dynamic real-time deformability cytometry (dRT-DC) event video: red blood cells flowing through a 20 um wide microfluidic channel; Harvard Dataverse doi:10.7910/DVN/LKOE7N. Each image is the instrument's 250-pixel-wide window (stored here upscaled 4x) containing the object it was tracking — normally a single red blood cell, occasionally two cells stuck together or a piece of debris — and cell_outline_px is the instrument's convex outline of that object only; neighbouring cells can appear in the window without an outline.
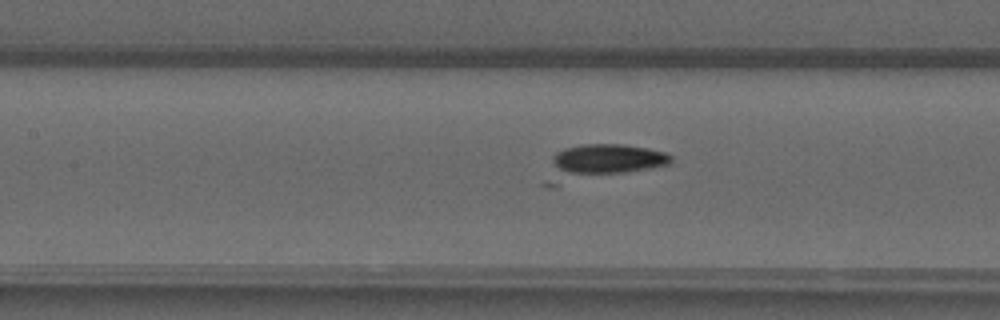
{"species": "common noctule bat (a hibernating species)", "species_latin": "Nyctalus noctula", "temperature_condition": "warm", "stored_images_in_passage": 51, "camera_frame_rate_fps": 3000, "um_per_image_px": 0.085, "animal": {"sex": "male", "forearm_length_mm": 52.5}, "frame": {"image": 1, "passage_image": 23, "time_ms": 7.333, "image_size_px": [1000, 320], "cell_outline_px": [[672, 160], [668, 164], [556, 188], [548, 188], [540, 184], [552, 156], [556, 152], [564, 148], [584, 144], [624, 144], [648, 148], [664, 152], [672, 156]], "centroid_in_image_um": [50.92, 13.85], "position_along_channel_um": 156.5, "area_um2": 26.59}}
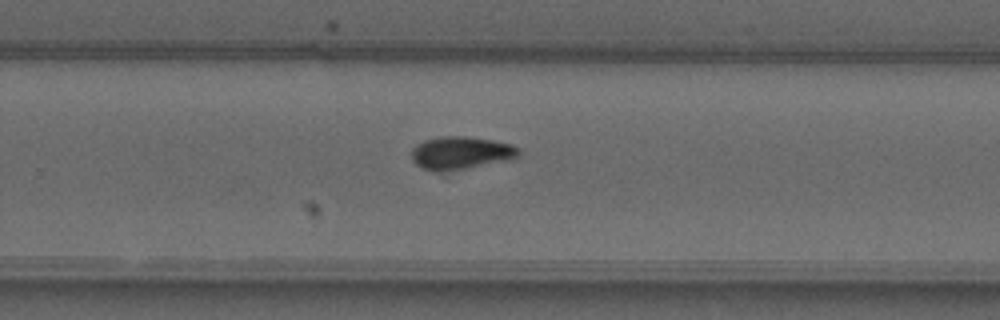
{"frame": {"image": 2, "passage_image": 33, "time_ms": 10.667, "image_size_px": [1000, 320], "cell_outline_px": [[520, 156], [512, 160], [444, 172], [436, 172], [424, 168], [416, 164], [412, 160], [412, 148], [416, 144], [424, 140], [440, 136], [464, 136], [492, 140], [512, 144], [520, 148]], "centroid_in_image_um": [39.2, 13.0], "position_along_channel_um": 290.6, "area_um2": 20.81}}
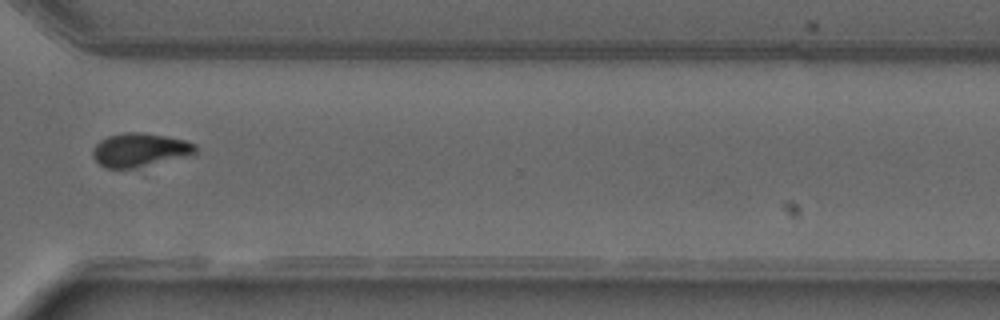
{"frame": {"image": 3, "passage_image": 38, "time_ms": 12.333, "image_size_px": [1000, 320], "cell_outline_px": [[196, 152], [192, 156], [132, 168], [104, 168], [92, 156], [92, 148], [100, 140], [108, 136], [124, 132], [140, 132], [164, 136], [184, 140], [196, 144]], "centroid_in_image_um": [11.88, 12.75], "position_along_channel_um": 358.7, "area_um2": 20.17}}